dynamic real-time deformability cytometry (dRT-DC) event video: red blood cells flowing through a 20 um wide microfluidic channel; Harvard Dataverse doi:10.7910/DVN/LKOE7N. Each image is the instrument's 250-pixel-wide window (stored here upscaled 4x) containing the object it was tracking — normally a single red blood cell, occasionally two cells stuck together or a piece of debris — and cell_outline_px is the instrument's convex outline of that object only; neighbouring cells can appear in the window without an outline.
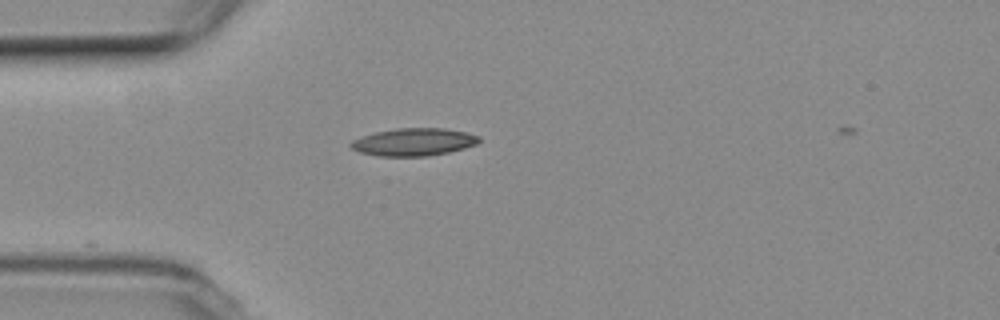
{"species": "common noctule bat (a hibernating species)", "species_latin": "Nyctalus noctula", "temperature_condition": "room temperature", "stored_images_in_passage": 6, "camera_frame_rate_fps": 3000, "um_per_image_px": 0.085, "animal": {"sex": "female", "body_mass_g": 19.3, "forearm_length_mm": 54.1}, "frame": {"image": 1, "passage_image": 1, "time_ms": 0.0, "image_size_px": [1000, 320], "cell_outline_px": [[480, 140], [476, 144], [464, 148], [448, 152], [424, 156], [380, 156], [360, 152], [352, 148], [348, 144], [352, 140], [360, 136], [376, 132], [396, 128], [444, 128], [464, 132], [480, 136]], "centroid_in_image_um": [35.13, 12.06], "position_along_channel_um": 49.9, "area_um2": 20.52}}
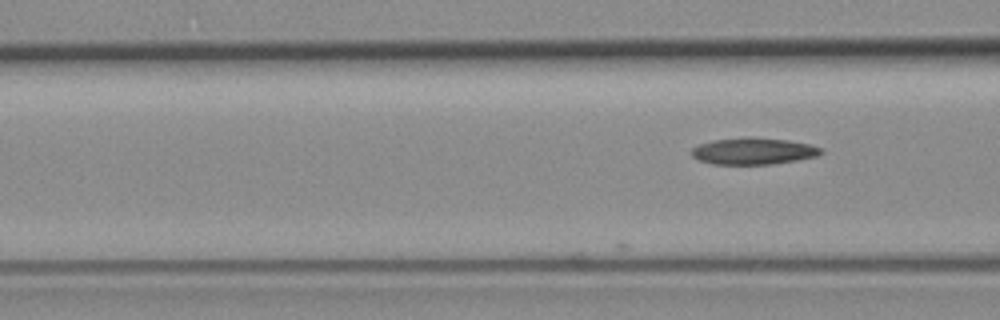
{"frame": {"image": 2, "passage_image": 6, "time_ms": 1.667, "image_size_px": [1000, 320], "cell_outline_px": [[824, 152], [816, 156], [796, 160], [772, 164], [712, 164], [700, 160], [692, 156], [692, 148], [700, 144], [712, 140], [748, 136], [788, 140], [808, 144], [824, 148]], "centroid_in_image_um": [64.05, 12.83], "position_along_channel_um": 102.5, "area_um2": 20.17}}